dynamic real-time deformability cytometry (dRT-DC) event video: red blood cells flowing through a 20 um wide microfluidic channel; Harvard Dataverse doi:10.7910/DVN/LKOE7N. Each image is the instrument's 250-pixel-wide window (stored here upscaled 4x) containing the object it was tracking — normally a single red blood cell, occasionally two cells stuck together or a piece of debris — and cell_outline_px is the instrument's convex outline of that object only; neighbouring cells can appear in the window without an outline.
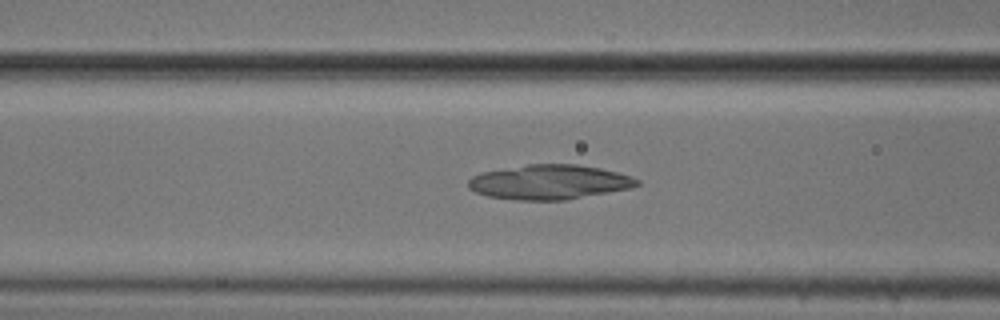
{"species": "common noctule bat (a hibernating species)", "species_latin": "Nyctalus noctula", "temperature_condition": "cold", "stored_images_in_passage": 53, "camera_frame_rate_fps": 3000, "um_per_image_px": 0.085, "animal": {"sex": "male", "body_mass_g": 20.5, "forearm_length_mm": 52.5}, "frame": {"image": 1, "passage_image": 21, "time_ms": 6.667, "image_size_px": [1000, 320], "cell_outline_px": [[640, 184], [632, 188], [564, 200], [516, 200], [488, 196], [476, 192], [468, 188], [468, 180], [472, 176], [484, 172], [528, 164], [576, 164], [600, 168], [616, 172], [640, 180]], "centroid_in_image_um": [46.69, 15.48], "position_along_channel_um": 119.9, "area_um2": 33.81}}
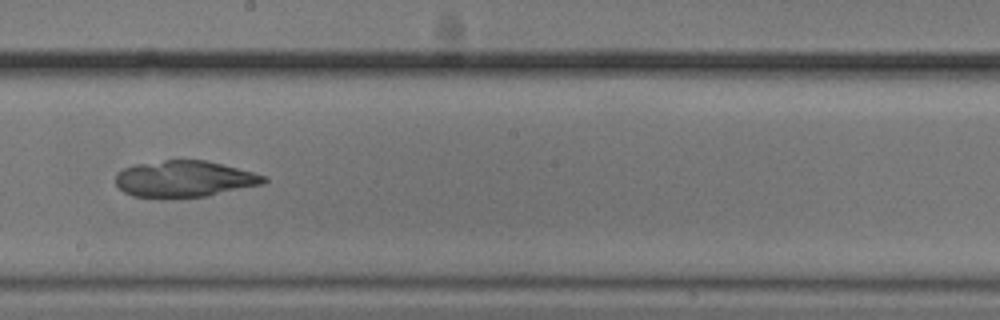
{"frame": {"image": 2, "passage_image": 30, "time_ms": 9.667, "image_size_px": [1000, 320], "cell_outline_px": [[268, 180], [264, 184], [208, 196], [132, 196], [124, 192], [116, 184], [116, 172], [132, 164], [164, 160], [204, 160], [252, 172], [264, 176]], "centroid_in_image_um": [15.66, 15.19], "position_along_channel_um": 232.5, "area_um2": 30.92}}
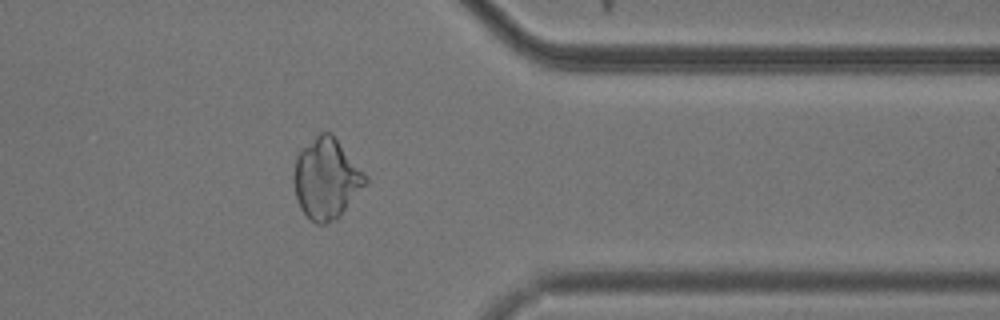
{"frame": {"image": 3, "passage_image": 43, "time_ms": 14.0, "image_size_px": [1000, 320], "cell_outline_px": [[368, 180], [340, 216], [336, 220], [324, 224], [316, 224], [300, 208], [296, 196], [292, 180], [292, 176], [296, 156], [300, 148], [320, 132], [332, 132], [368, 176]], "centroid_in_image_um": [27.72, 15.15], "position_along_channel_um": 383.7, "area_um2": 33.87}}